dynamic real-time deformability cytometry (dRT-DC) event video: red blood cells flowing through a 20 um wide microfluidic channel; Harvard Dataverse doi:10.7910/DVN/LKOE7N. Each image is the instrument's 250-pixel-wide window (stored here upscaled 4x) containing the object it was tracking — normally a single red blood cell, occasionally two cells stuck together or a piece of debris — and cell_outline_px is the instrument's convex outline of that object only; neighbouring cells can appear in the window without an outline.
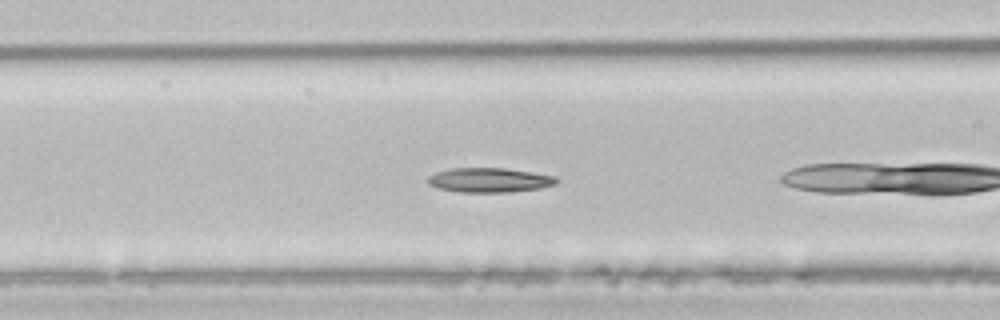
{"species": "common noctule bat (a hibernating species)", "species_latin": "Nyctalus noctula", "temperature_condition": "room temperature", "stored_images_in_passage": 38, "camera_frame_rate_fps": 3000, "um_per_image_px": 0.085, "animal": {"sex": "male", "body_mass_g": 21.5, "forearm_length_mm": 52.0}, "frame": {"image": 1, "passage_image": 6, "time_ms": 1.667, "image_size_px": [1000, 320], "cell_outline_px": [[556, 184], [540, 188], [508, 192], [460, 192], [436, 188], [428, 184], [428, 176], [436, 172], [452, 168], [508, 168], [556, 176]], "centroid_in_image_um": [41.57, 15.3], "position_along_channel_um": 125.0, "area_um2": 18.38}}
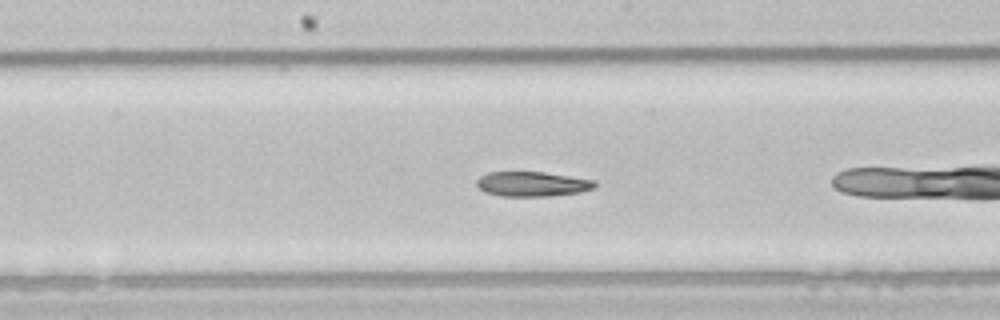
{"frame": {"image": 2, "passage_image": 12, "time_ms": 3.667, "image_size_px": [1000, 320], "cell_outline_px": [[596, 188], [580, 192], [552, 196], [500, 196], [484, 192], [476, 184], [476, 180], [480, 176], [488, 172], [544, 172], [596, 180]], "centroid_in_image_um": [45.26, 15.64], "position_along_channel_um": 202.9, "area_um2": 17.22}}